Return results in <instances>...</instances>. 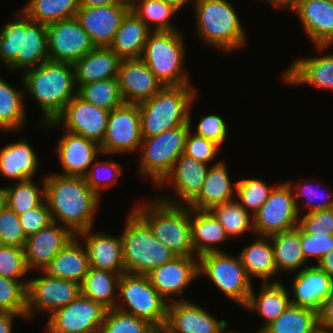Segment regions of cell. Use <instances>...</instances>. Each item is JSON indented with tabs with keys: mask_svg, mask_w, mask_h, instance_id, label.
<instances>
[{
	"mask_svg": "<svg viewBox=\"0 0 333 333\" xmlns=\"http://www.w3.org/2000/svg\"><path fill=\"white\" fill-rule=\"evenodd\" d=\"M44 183L53 222L63 224L74 236L92 228L101 197L89 187L85 177L52 173L44 176Z\"/></svg>",
	"mask_w": 333,
	"mask_h": 333,
	"instance_id": "1",
	"label": "cell"
},
{
	"mask_svg": "<svg viewBox=\"0 0 333 333\" xmlns=\"http://www.w3.org/2000/svg\"><path fill=\"white\" fill-rule=\"evenodd\" d=\"M22 74L24 93L38 103L42 124L53 121L77 94L72 64L48 60Z\"/></svg>",
	"mask_w": 333,
	"mask_h": 333,
	"instance_id": "2",
	"label": "cell"
},
{
	"mask_svg": "<svg viewBox=\"0 0 333 333\" xmlns=\"http://www.w3.org/2000/svg\"><path fill=\"white\" fill-rule=\"evenodd\" d=\"M0 29V60L8 70L22 73L49 60L46 25L32 21L22 10Z\"/></svg>",
	"mask_w": 333,
	"mask_h": 333,
	"instance_id": "3",
	"label": "cell"
},
{
	"mask_svg": "<svg viewBox=\"0 0 333 333\" xmlns=\"http://www.w3.org/2000/svg\"><path fill=\"white\" fill-rule=\"evenodd\" d=\"M194 6L199 38L216 50L235 52L247 44L236 8L227 0H197Z\"/></svg>",
	"mask_w": 333,
	"mask_h": 333,
	"instance_id": "4",
	"label": "cell"
},
{
	"mask_svg": "<svg viewBox=\"0 0 333 333\" xmlns=\"http://www.w3.org/2000/svg\"><path fill=\"white\" fill-rule=\"evenodd\" d=\"M192 86H163L152 98L138 104L142 138L189 122V109L197 98V89Z\"/></svg>",
	"mask_w": 333,
	"mask_h": 333,
	"instance_id": "5",
	"label": "cell"
},
{
	"mask_svg": "<svg viewBox=\"0 0 333 333\" xmlns=\"http://www.w3.org/2000/svg\"><path fill=\"white\" fill-rule=\"evenodd\" d=\"M132 209L147 223L154 236L177 256H195L189 206L171 205L155 197Z\"/></svg>",
	"mask_w": 333,
	"mask_h": 333,
	"instance_id": "6",
	"label": "cell"
},
{
	"mask_svg": "<svg viewBox=\"0 0 333 333\" xmlns=\"http://www.w3.org/2000/svg\"><path fill=\"white\" fill-rule=\"evenodd\" d=\"M125 222L121 239L126 273L147 275L177 256L154 236L134 210L129 212Z\"/></svg>",
	"mask_w": 333,
	"mask_h": 333,
	"instance_id": "7",
	"label": "cell"
},
{
	"mask_svg": "<svg viewBox=\"0 0 333 333\" xmlns=\"http://www.w3.org/2000/svg\"><path fill=\"white\" fill-rule=\"evenodd\" d=\"M182 31H152L141 59L163 86L191 84L185 69L186 47Z\"/></svg>",
	"mask_w": 333,
	"mask_h": 333,
	"instance_id": "8",
	"label": "cell"
},
{
	"mask_svg": "<svg viewBox=\"0 0 333 333\" xmlns=\"http://www.w3.org/2000/svg\"><path fill=\"white\" fill-rule=\"evenodd\" d=\"M117 290L120 298L116 309L144 319L153 326L165 325L168 301L153 287L148 275L125 272Z\"/></svg>",
	"mask_w": 333,
	"mask_h": 333,
	"instance_id": "9",
	"label": "cell"
},
{
	"mask_svg": "<svg viewBox=\"0 0 333 333\" xmlns=\"http://www.w3.org/2000/svg\"><path fill=\"white\" fill-rule=\"evenodd\" d=\"M189 130L188 122L158 135L143 138L138 151L141 155L138 174L148 176L156 187L170 172L176 159L184 154Z\"/></svg>",
	"mask_w": 333,
	"mask_h": 333,
	"instance_id": "10",
	"label": "cell"
},
{
	"mask_svg": "<svg viewBox=\"0 0 333 333\" xmlns=\"http://www.w3.org/2000/svg\"><path fill=\"white\" fill-rule=\"evenodd\" d=\"M198 274L207 276L223 295L244 307L252 290L239 255L209 252L198 257Z\"/></svg>",
	"mask_w": 333,
	"mask_h": 333,
	"instance_id": "11",
	"label": "cell"
},
{
	"mask_svg": "<svg viewBox=\"0 0 333 333\" xmlns=\"http://www.w3.org/2000/svg\"><path fill=\"white\" fill-rule=\"evenodd\" d=\"M299 212L288 182L275 184L268 199L253 215L254 234L271 236L291 230L299 224Z\"/></svg>",
	"mask_w": 333,
	"mask_h": 333,
	"instance_id": "12",
	"label": "cell"
},
{
	"mask_svg": "<svg viewBox=\"0 0 333 333\" xmlns=\"http://www.w3.org/2000/svg\"><path fill=\"white\" fill-rule=\"evenodd\" d=\"M108 116L109 111L84 101L76 94L53 121L38 124L48 130L63 127L65 131L81 135L100 145L105 137Z\"/></svg>",
	"mask_w": 333,
	"mask_h": 333,
	"instance_id": "13",
	"label": "cell"
},
{
	"mask_svg": "<svg viewBox=\"0 0 333 333\" xmlns=\"http://www.w3.org/2000/svg\"><path fill=\"white\" fill-rule=\"evenodd\" d=\"M29 279L26 319H32L37 313L52 315L56 310L68 305L81 294V284L61 278H50L45 274Z\"/></svg>",
	"mask_w": 333,
	"mask_h": 333,
	"instance_id": "14",
	"label": "cell"
},
{
	"mask_svg": "<svg viewBox=\"0 0 333 333\" xmlns=\"http://www.w3.org/2000/svg\"><path fill=\"white\" fill-rule=\"evenodd\" d=\"M142 139L138 104L124 103L109 112L105 137L100 144L101 154L138 151Z\"/></svg>",
	"mask_w": 333,
	"mask_h": 333,
	"instance_id": "15",
	"label": "cell"
},
{
	"mask_svg": "<svg viewBox=\"0 0 333 333\" xmlns=\"http://www.w3.org/2000/svg\"><path fill=\"white\" fill-rule=\"evenodd\" d=\"M107 308L80 294L49 316L45 333H90L100 331Z\"/></svg>",
	"mask_w": 333,
	"mask_h": 333,
	"instance_id": "16",
	"label": "cell"
},
{
	"mask_svg": "<svg viewBox=\"0 0 333 333\" xmlns=\"http://www.w3.org/2000/svg\"><path fill=\"white\" fill-rule=\"evenodd\" d=\"M49 60L74 65L95 46L76 17L46 25Z\"/></svg>",
	"mask_w": 333,
	"mask_h": 333,
	"instance_id": "17",
	"label": "cell"
},
{
	"mask_svg": "<svg viewBox=\"0 0 333 333\" xmlns=\"http://www.w3.org/2000/svg\"><path fill=\"white\" fill-rule=\"evenodd\" d=\"M209 164L198 161L185 154L180 155L173 164L170 172L156 186L161 188L166 184L172 186L176 197L160 196L157 199L171 205L188 206L199 194L207 172ZM168 182V183H167Z\"/></svg>",
	"mask_w": 333,
	"mask_h": 333,
	"instance_id": "18",
	"label": "cell"
},
{
	"mask_svg": "<svg viewBox=\"0 0 333 333\" xmlns=\"http://www.w3.org/2000/svg\"><path fill=\"white\" fill-rule=\"evenodd\" d=\"M147 275L153 287L165 300H168V303L171 300L177 301L178 296L181 297L178 301H186L182 294L194 279L199 278L198 257L176 256Z\"/></svg>",
	"mask_w": 333,
	"mask_h": 333,
	"instance_id": "19",
	"label": "cell"
},
{
	"mask_svg": "<svg viewBox=\"0 0 333 333\" xmlns=\"http://www.w3.org/2000/svg\"><path fill=\"white\" fill-rule=\"evenodd\" d=\"M165 326L169 333H229L228 322L220 321L198 304L189 301L168 303Z\"/></svg>",
	"mask_w": 333,
	"mask_h": 333,
	"instance_id": "20",
	"label": "cell"
},
{
	"mask_svg": "<svg viewBox=\"0 0 333 333\" xmlns=\"http://www.w3.org/2000/svg\"><path fill=\"white\" fill-rule=\"evenodd\" d=\"M129 11L126 5L79 7L75 17L95 47H109Z\"/></svg>",
	"mask_w": 333,
	"mask_h": 333,
	"instance_id": "21",
	"label": "cell"
},
{
	"mask_svg": "<svg viewBox=\"0 0 333 333\" xmlns=\"http://www.w3.org/2000/svg\"><path fill=\"white\" fill-rule=\"evenodd\" d=\"M318 51L333 47V1L298 0L294 11Z\"/></svg>",
	"mask_w": 333,
	"mask_h": 333,
	"instance_id": "22",
	"label": "cell"
},
{
	"mask_svg": "<svg viewBox=\"0 0 333 333\" xmlns=\"http://www.w3.org/2000/svg\"><path fill=\"white\" fill-rule=\"evenodd\" d=\"M117 78L123 101L128 104L149 100L163 87L141 58L123 59Z\"/></svg>",
	"mask_w": 333,
	"mask_h": 333,
	"instance_id": "23",
	"label": "cell"
},
{
	"mask_svg": "<svg viewBox=\"0 0 333 333\" xmlns=\"http://www.w3.org/2000/svg\"><path fill=\"white\" fill-rule=\"evenodd\" d=\"M73 237L67 228L56 222L27 237L23 248L27 269L42 270Z\"/></svg>",
	"mask_w": 333,
	"mask_h": 333,
	"instance_id": "24",
	"label": "cell"
},
{
	"mask_svg": "<svg viewBox=\"0 0 333 333\" xmlns=\"http://www.w3.org/2000/svg\"><path fill=\"white\" fill-rule=\"evenodd\" d=\"M63 136L56 146V153L66 176L85 177L90 166L101 155L100 145L81 135L63 131Z\"/></svg>",
	"mask_w": 333,
	"mask_h": 333,
	"instance_id": "25",
	"label": "cell"
},
{
	"mask_svg": "<svg viewBox=\"0 0 333 333\" xmlns=\"http://www.w3.org/2000/svg\"><path fill=\"white\" fill-rule=\"evenodd\" d=\"M292 282L291 303L317 313L333 289V279L314 264L296 272Z\"/></svg>",
	"mask_w": 333,
	"mask_h": 333,
	"instance_id": "26",
	"label": "cell"
},
{
	"mask_svg": "<svg viewBox=\"0 0 333 333\" xmlns=\"http://www.w3.org/2000/svg\"><path fill=\"white\" fill-rule=\"evenodd\" d=\"M84 242L91 268L106 270L122 275L125 266L122 257L121 234L112 236L92 228L77 235Z\"/></svg>",
	"mask_w": 333,
	"mask_h": 333,
	"instance_id": "27",
	"label": "cell"
},
{
	"mask_svg": "<svg viewBox=\"0 0 333 333\" xmlns=\"http://www.w3.org/2000/svg\"><path fill=\"white\" fill-rule=\"evenodd\" d=\"M283 81L333 91V54L297 58L283 73Z\"/></svg>",
	"mask_w": 333,
	"mask_h": 333,
	"instance_id": "28",
	"label": "cell"
},
{
	"mask_svg": "<svg viewBox=\"0 0 333 333\" xmlns=\"http://www.w3.org/2000/svg\"><path fill=\"white\" fill-rule=\"evenodd\" d=\"M80 239L74 236L42 270L50 278H61L82 284L90 265L88 253Z\"/></svg>",
	"mask_w": 333,
	"mask_h": 333,
	"instance_id": "29",
	"label": "cell"
},
{
	"mask_svg": "<svg viewBox=\"0 0 333 333\" xmlns=\"http://www.w3.org/2000/svg\"><path fill=\"white\" fill-rule=\"evenodd\" d=\"M224 161L209 166L198 196L188 205L192 209L211 210L217 205L236 199V182L230 181ZM235 189V190H234Z\"/></svg>",
	"mask_w": 333,
	"mask_h": 333,
	"instance_id": "30",
	"label": "cell"
},
{
	"mask_svg": "<svg viewBox=\"0 0 333 333\" xmlns=\"http://www.w3.org/2000/svg\"><path fill=\"white\" fill-rule=\"evenodd\" d=\"M122 60L109 47H95L73 65L77 89L91 82L117 78Z\"/></svg>",
	"mask_w": 333,
	"mask_h": 333,
	"instance_id": "31",
	"label": "cell"
},
{
	"mask_svg": "<svg viewBox=\"0 0 333 333\" xmlns=\"http://www.w3.org/2000/svg\"><path fill=\"white\" fill-rule=\"evenodd\" d=\"M30 145L24 137L0 149L1 176L15 182L33 179L39 162L37 153Z\"/></svg>",
	"mask_w": 333,
	"mask_h": 333,
	"instance_id": "32",
	"label": "cell"
},
{
	"mask_svg": "<svg viewBox=\"0 0 333 333\" xmlns=\"http://www.w3.org/2000/svg\"><path fill=\"white\" fill-rule=\"evenodd\" d=\"M191 240L195 256L209 252H222L219 244L229 239L225 229L210 210L190 208Z\"/></svg>",
	"mask_w": 333,
	"mask_h": 333,
	"instance_id": "33",
	"label": "cell"
},
{
	"mask_svg": "<svg viewBox=\"0 0 333 333\" xmlns=\"http://www.w3.org/2000/svg\"><path fill=\"white\" fill-rule=\"evenodd\" d=\"M282 283L281 281L263 283L258 295L252 287L248 302L243 307L262 317L263 329L277 319L291 303L288 289Z\"/></svg>",
	"mask_w": 333,
	"mask_h": 333,
	"instance_id": "34",
	"label": "cell"
},
{
	"mask_svg": "<svg viewBox=\"0 0 333 333\" xmlns=\"http://www.w3.org/2000/svg\"><path fill=\"white\" fill-rule=\"evenodd\" d=\"M238 255L251 281L254 277L263 283L279 281L274 278L278 273L269 236L257 235V239L245 246ZM271 278L274 279L270 281Z\"/></svg>",
	"mask_w": 333,
	"mask_h": 333,
	"instance_id": "35",
	"label": "cell"
},
{
	"mask_svg": "<svg viewBox=\"0 0 333 333\" xmlns=\"http://www.w3.org/2000/svg\"><path fill=\"white\" fill-rule=\"evenodd\" d=\"M152 30L131 10L122 19L109 48L122 59L141 58Z\"/></svg>",
	"mask_w": 333,
	"mask_h": 333,
	"instance_id": "36",
	"label": "cell"
},
{
	"mask_svg": "<svg viewBox=\"0 0 333 333\" xmlns=\"http://www.w3.org/2000/svg\"><path fill=\"white\" fill-rule=\"evenodd\" d=\"M270 237L277 273L299 272L308 265L300 241V226ZM302 267V269H301Z\"/></svg>",
	"mask_w": 333,
	"mask_h": 333,
	"instance_id": "37",
	"label": "cell"
},
{
	"mask_svg": "<svg viewBox=\"0 0 333 333\" xmlns=\"http://www.w3.org/2000/svg\"><path fill=\"white\" fill-rule=\"evenodd\" d=\"M120 277L118 273L90 267L81 284V294L102 304L108 310L113 309L119 298L116 288L119 287Z\"/></svg>",
	"mask_w": 333,
	"mask_h": 333,
	"instance_id": "38",
	"label": "cell"
},
{
	"mask_svg": "<svg viewBox=\"0 0 333 333\" xmlns=\"http://www.w3.org/2000/svg\"><path fill=\"white\" fill-rule=\"evenodd\" d=\"M24 88H15L0 77V130L17 132L27 124Z\"/></svg>",
	"mask_w": 333,
	"mask_h": 333,
	"instance_id": "39",
	"label": "cell"
},
{
	"mask_svg": "<svg viewBox=\"0 0 333 333\" xmlns=\"http://www.w3.org/2000/svg\"><path fill=\"white\" fill-rule=\"evenodd\" d=\"M264 329L269 333H320L318 313L290 303L287 309Z\"/></svg>",
	"mask_w": 333,
	"mask_h": 333,
	"instance_id": "40",
	"label": "cell"
},
{
	"mask_svg": "<svg viewBox=\"0 0 333 333\" xmlns=\"http://www.w3.org/2000/svg\"><path fill=\"white\" fill-rule=\"evenodd\" d=\"M41 189L32 179L15 182L7 187H0L5 205L18 216L38 207L45 200L44 178Z\"/></svg>",
	"mask_w": 333,
	"mask_h": 333,
	"instance_id": "41",
	"label": "cell"
},
{
	"mask_svg": "<svg viewBox=\"0 0 333 333\" xmlns=\"http://www.w3.org/2000/svg\"><path fill=\"white\" fill-rule=\"evenodd\" d=\"M21 10L34 22L49 25L76 16L79 0H30Z\"/></svg>",
	"mask_w": 333,
	"mask_h": 333,
	"instance_id": "42",
	"label": "cell"
},
{
	"mask_svg": "<svg viewBox=\"0 0 333 333\" xmlns=\"http://www.w3.org/2000/svg\"><path fill=\"white\" fill-rule=\"evenodd\" d=\"M77 95L84 101L109 112L124 104L118 78H108L81 85L77 89Z\"/></svg>",
	"mask_w": 333,
	"mask_h": 333,
	"instance_id": "43",
	"label": "cell"
},
{
	"mask_svg": "<svg viewBox=\"0 0 333 333\" xmlns=\"http://www.w3.org/2000/svg\"><path fill=\"white\" fill-rule=\"evenodd\" d=\"M130 10L152 31L178 30L169 22L178 11L164 0H139Z\"/></svg>",
	"mask_w": 333,
	"mask_h": 333,
	"instance_id": "44",
	"label": "cell"
},
{
	"mask_svg": "<svg viewBox=\"0 0 333 333\" xmlns=\"http://www.w3.org/2000/svg\"><path fill=\"white\" fill-rule=\"evenodd\" d=\"M210 211L223 226L229 238L244 235L247 231L254 232L253 216L236 199L217 205Z\"/></svg>",
	"mask_w": 333,
	"mask_h": 333,
	"instance_id": "45",
	"label": "cell"
},
{
	"mask_svg": "<svg viewBox=\"0 0 333 333\" xmlns=\"http://www.w3.org/2000/svg\"><path fill=\"white\" fill-rule=\"evenodd\" d=\"M236 195L240 205L252 216L261 208L268 199L274 185L259 178H245L236 182Z\"/></svg>",
	"mask_w": 333,
	"mask_h": 333,
	"instance_id": "46",
	"label": "cell"
},
{
	"mask_svg": "<svg viewBox=\"0 0 333 333\" xmlns=\"http://www.w3.org/2000/svg\"><path fill=\"white\" fill-rule=\"evenodd\" d=\"M308 181V182H307ZM307 181H297V185L293 187V184L291 182H288L291 185L293 194H294V199L296 203L297 210L299 212V215L302 213V209L299 208L298 204V198L301 199L302 197H306L307 200L304 203V209H306L305 213H311L317 210H323V209H330L333 207V193L331 191H328V187L326 188L324 192L319 191L320 184L316 183L315 180H307ZM320 193V194H319ZM327 194V195H326ZM324 199V200H323ZM321 200V202H320Z\"/></svg>",
	"mask_w": 333,
	"mask_h": 333,
	"instance_id": "47",
	"label": "cell"
},
{
	"mask_svg": "<svg viewBox=\"0 0 333 333\" xmlns=\"http://www.w3.org/2000/svg\"><path fill=\"white\" fill-rule=\"evenodd\" d=\"M28 281H16L0 275V312L27 315Z\"/></svg>",
	"mask_w": 333,
	"mask_h": 333,
	"instance_id": "48",
	"label": "cell"
},
{
	"mask_svg": "<svg viewBox=\"0 0 333 333\" xmlns=\"http://www.w3.org/2000/svg\"><path fill=\"white\" fill-rule=\"evenodd\" d=\"M153 327L148 321L116 308L106 312L101 333H148Z\"/></svg>",
	"mask_w": 333,
	"mask_h": 333,
	"instance_id": "49",
	"label": "cell"
},
{
	"mask_svg": "<svg viewBox=\"0 0 333 333\" xmlns=\"http://www.w3.org/2000/svg\"><path fill=\"white\" fill-rule=\"evenodd\" d=\"M85 179L89 187L100 197L103 189L115 185L121 176L123 167L111 159L99 161L97 158L90 166Z\"/></svg>",
	"mask_w": 333,
	"mask_h": 333,
	"instance_id": "50",
	"label": "cell"
},
{
	"mask_svg": "<svg viewBox=\"0 0 333 333\" xmlns=\"http://www.w3.org/2000/svg\"><path fill=\"white\" fill-rule=\"evenodd\" d=\"M28 272L23 248L0 245L1 276L16 281H29L26 279Z\"/></svg>",
	"mask_w": 333,
	"mask_h": 333,
	"instance_id": "51",
	"label": "cell"
},
{
	"mask_svg": "<svg viewBox=\"0 0 333 333\" xmlns=\"http://www.w3.org/2000/svg\"><path fill=\"white\" fill-rule=\"evenodd\" d=\"M191 103L189 109V124L190 130L187 133L186 140H185V151L184 154L186 156L192 157L198 161L204 162L209 164L212 160L215 159L217 154L219 153L220 146L213 141L207 140L206 138L199 136L193 133L192 130V119H191V110L192 105Z\"/></svg>",
	"mask_w": 333,
	"mask_h": 333,
	"instance_id": "52",
	"label": "cell"
},
{
	"mask_svg": "<svg viewBox=\"0 0 333 333\" xmlns=\"http://www.w3.org/2000/svg\"><path fill=\"white\" fill-rule=\"evenodd\" d=\"M26 240L19 216L4 205L0 211V245L24 248Z\"/></svg>",
	"mask_w": 333,
	"mask_h": 333,
	"instance_id": "53",
	"label": "cell"
},
{
	"mask_svg": "<svg viewBox=\"0 0 333 333\" xmlns=\"http://www.w3.org/2000/svg\"><path fill=\"white\" fill-rule=\"evenodd\" d=\"M298 225L311 235L333 234V207L301 214Z\"/></svg>",
	"mask_w": 333,
	"mask_h": 333,
	"instance_id": "54",
	"label": "cell"
},
{
	"mask_svg": "<svg viewBox=\"0 0 333 333\" xmlns=\"http://www.w3.org/2000/svg\"><path fill=\"white\" fill-rule=\"evenodd\" d=\"M300 241L306 261L311 257L317 264L333 249V234L311 235L300 227Z\"/></svg>",
	"mask_w": 333,
	"mask_h": 333,
	"instance_id": "55",
	"label": "cell"
},
{
	"mask_svg": "<svg viewBox=\"0 0 333 333\" xmlns=\"http://www.w3.org/2000/svg\"><path fill=\"white\" fill-rule=\"evenodd\" d=\"M194 133L215 142L219 146H221L228 137L225 120L217 114L201 117Z\"/></svg>",
	"mask_w": 333,
	"mask_h": 333,
	"instance_id": "56",
	"label": "cell"
},
{
	"mask_svg": "<svg viewBox=\"0 0 333 333\" xmlns=\"http://www.w3.org/2000/svg\"><path fill=\"white\" fill-rule=\"evenodd\" d=\"M19 219L26 237L38 233L53 222L46 200L38 207L19 215Z\"/></svg>",
	"mask_w": 333,
	"mask_h": 333,
	"instance_id": "57",
	"label": "cell"
},
{
	"mask_svg": "<svg viewBox=\"0 0 333 333\" xmlns=\"http://www.w3.org/2000/svg\"><path fill=\"white\" fill-rule=\"evenodd\" d=\"M318 328L320 333H333V289L318 312Z\"/></svg>",
	"mask_w": 333,
	"mask_h": 333,
	"instance_id": "58",
	"label": "cell"
},
{
	"mask_svg": "<svg viewBox=\"0 0 333 333\" xmlns=\"http://www.w3.org/2000/svg\"><path fill=\"white\" fill-rule=\"evenodd\" d=\"M15 318H24L21 314L0 312V333H13V321Z\"/></svg>",
	"mask_w": 333,
	"mask_h": 333,
	"instance_id": "59",
	"label": "cell"
},
{
	"mask_svg": "<svg viewBox=\"0 0 333 333\" xmlns=\"http://www.w3.org/2000/svg\"><path fill=\"white\" fill-rule=\"evenodd\" d=\"M263 2L268 3L273 8H279L284 10L294 11L297 6L298 0H261Z\"/></svg>",
	"mask_w": 333,
	"mask_h": 333,
	"instance_id": "60",
	"label": "cell"
},
{
	"mask_svg": "<svg viewBox=\"0 0 333 333\" xmlns=\"http://www.w3.org/2000/svg\"><path fill=\"white\" fill-rule=\"evenodd\" d=\"M333 279V249L316 264Z\"/></svg>",
	"mask_w": 333,
	"mask_h": 333,
	"instance_id": "61",
	"label": "cell"
},
{
	"mask_svg": "<svg viewBox=\"0 0 333 333\" xmlns=\"http://www.w3.org/2000/svg\"><path fill=\"white\" fill-rule=\"evenodd\" d=\"M123 5L119 0H79V7Z\"/></svg>",
	"mask_w": 333,
	"mask_h": 333,
	"instance_id": "62",
	"label": "cell"
},
{
	"mask_svg": "<svg viewBox=\"0 0 333 333\" xmlns=\"http://www.w3.org/2000/svg\"><path fill=\"white\" fill-rule=\"evenodd\" d=\"M166 1L170 6H172L176 11L181 10L183 7H185L186 4L192 2L196 3L197 0H164Z\"/></svg>",
	"mask_w": 333,
	"mask_h": 333,
	"instance_id": "63",
	"label": "cell"
},
{
	"mask_svg": "<svg viewBox=\"0 0 333 333\" xmlns=\"http://www.w3.org/2000/svg\"><path fill=\"white\" fill-rule=\"evenodd\" d=\"M148 333H168L166 326H153Z\"/></svg>",
	"mask_w": 333,
	"mask_h": 333,
	"instance_id": "64",
	"label": "cell"
},
{
	"mask_svg": "<svg viewBox=\"0 0 333 333\" xmlns=\"http://www.w3.org/2000/svg\"><path fill=\"white\" fill-rule=\"evenodd\" d=\"M123 5H126L130 9L139 1V0H119Z\"/></svg>",
	"mask_w": 333,
	"mask_h": 333,
	"instance_id": "65",
	"label": "cell"
},
{
	"mask_svg": "<svg viewBox=\"0 0 333 333\" xmlns=\"http://www.w3.org/2000/svg\"><path fill=\"white\" fill-rule=\"evenodd\" d=\"M4 205H5V203H4V196H3V193H2V191L0 189V211H1V209H2V207Z\"/></svg>",
	"mask_w": 333,
	"mask_h": 333,
	"instance_id": "66",
	"label": "cell"
},
{
	"mask_svg": "<svg viewBox=\"0 0 333 333\" xmlns=\"http://www.w3.org/2000/svg\"><path fill=\"white\" fill-rule=\"evenodd\" d=\"M257 333H269V332H267L265 329L261 328V329H259V331Z\"/></svg>",
	"mask_w": 333,
	"mask_h": 333,
	"instance_id": "67",
	"label": "cell"
},
{
	"mask_svg": "<svg viewBox=\"0 0 333 333\" xmlns=\"http://www.w3.org/2000/svg\"><path fill=\"white\" fill-rule=\"evenodd\" d=\"M229 333H244V332H239V331H236V332H235V331H231V330H230Z\"/></svg>",
	"mask_w": 333,
	"mask_h": 333,
	"instance_id": "68",
	"label": "cell"
},
{
	"mask_svg": "<svg viewBox=\"0 0 333 333\" xmlns=\"http://www.w3.org/2000/svg\"><path fill=\"white\" fill-rule=\"evenodd\" d=\"M90 333H101L100 331L90 332Z\"/></svg>",
	"mask_w": 333,
	"mask_h": 333,
	"instance_id": "69",
	"label": "cell"
}]
</instances>
